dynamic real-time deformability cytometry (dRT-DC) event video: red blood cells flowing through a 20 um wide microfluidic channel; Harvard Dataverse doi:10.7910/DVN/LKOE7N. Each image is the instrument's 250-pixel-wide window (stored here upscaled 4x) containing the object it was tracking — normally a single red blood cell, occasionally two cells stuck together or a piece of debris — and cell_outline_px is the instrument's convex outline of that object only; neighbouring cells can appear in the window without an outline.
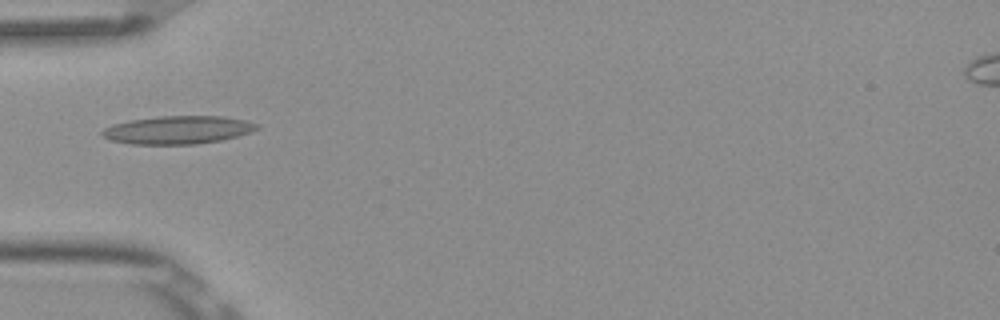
{"species": "Egyptian fruit bat (a non-hibernating species)", "species_latin": "Rousettus aegyptiacus", "temperature_condition": "room temperature", "stored_images_in_passage": 5, "camera_frame_rate_fps": 3000, "um_per_image_px": 0.085, "frame": {"image": 1, "passage_image": 5, "time_ms": 1.333, "image_size_px": [1000, 320], "cell_outline_px": [[260, 128], [252, 132], [220, 140], [196, 144], [132, 144], [108, 140], [100, 132], [104, 128], [112, 124], [128, 120], [160, 116], [224, 116], [244, 120], [260, 124]], "centroid_in_image_um": [15.11, 11.04], "position_along_channel_um": 69.9, "area_um2": 25.43}}